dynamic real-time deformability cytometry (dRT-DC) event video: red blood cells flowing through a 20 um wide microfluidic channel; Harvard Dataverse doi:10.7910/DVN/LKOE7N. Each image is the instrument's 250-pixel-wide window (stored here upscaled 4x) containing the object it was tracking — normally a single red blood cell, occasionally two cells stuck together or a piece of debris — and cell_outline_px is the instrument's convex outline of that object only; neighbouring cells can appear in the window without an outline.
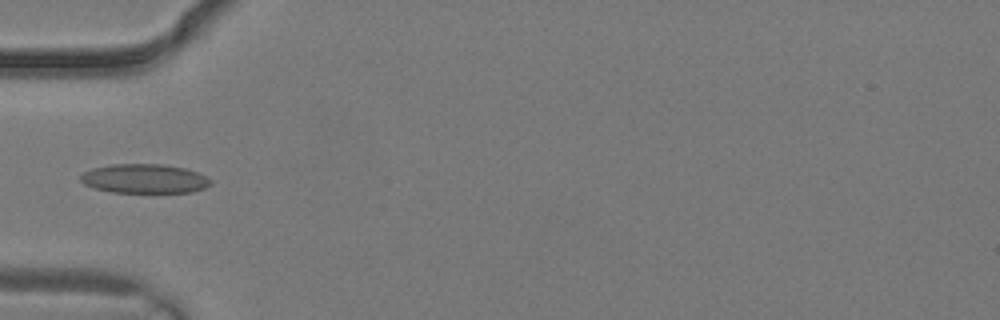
{"species": "common noctule bat (a hibernating species)", "species_latin": "Nyctalus noctula", "temperature_condition": "warm", "stored_images_in_passage": 2, "camera_frame_rate_fps": 3000, "um_per_image_px": 0.085, "animal": {"sex": "male", "body_mass_g": 19.2, "forearm_length_mm": 51.8}, "frame": {"image": 1, "passage_image": 2, "time_ms": 0.333, "image_size_px": [1000, 320], "cell_outline_px": [[212, 184], [204, 188], [192, 192], [112, 192], [92, 188], [84, 184], [80, 180], [80, 176], [84, 172], [92, 168], [112, 164], [160, 164], [184, 168], [196, 172], [212, 180]], "centroid_in_image_um": [12.25, 15.19], "position_along_channel_um": 72.7, "area_um2": 22.08}}